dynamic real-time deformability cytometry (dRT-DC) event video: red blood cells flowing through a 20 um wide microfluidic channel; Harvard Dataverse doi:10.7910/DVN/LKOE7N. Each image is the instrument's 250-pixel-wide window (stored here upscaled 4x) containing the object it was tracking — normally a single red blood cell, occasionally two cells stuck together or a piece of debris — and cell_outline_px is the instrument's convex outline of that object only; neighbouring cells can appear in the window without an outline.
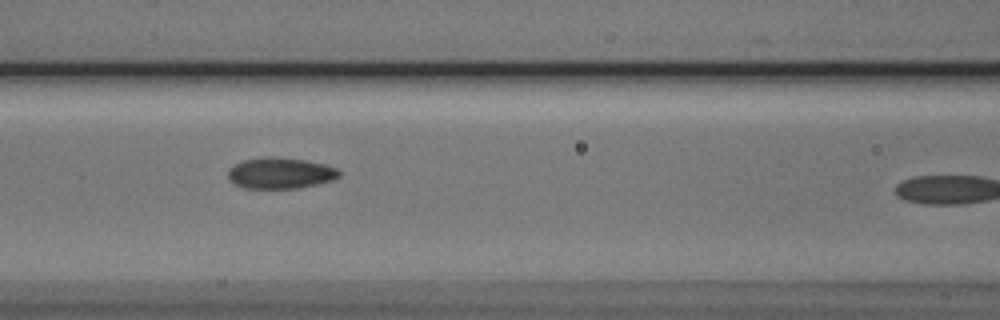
{"species": "Egyptian fruit bat (a non-hibernating species)", "species_latin": "Rousettus aegyptiacus", "temperature_condition": "cold", "stored_images_in_passage": 7, "camera_frame_rate_fps": 3000, "um_per_image_px": 0.085, "animal": {"sex": "male"}, "frame": {"image": 1, "passage_image": 6, "time_ms": 6.667, "image_size_px": [1000, 320], "cell_outline_px": [[340, 176], [332, 180], [300, 188], [244, 188], [236, 184], [228, 176], [228, 168], [244, 160], [268, 156], [304, 160], [324, 164], [336, 168], [340, 172]], "centroid_in_image_um": [23.83, 14.71], "position_along_channel_um": 142.8, "area_um2": 19.88}}